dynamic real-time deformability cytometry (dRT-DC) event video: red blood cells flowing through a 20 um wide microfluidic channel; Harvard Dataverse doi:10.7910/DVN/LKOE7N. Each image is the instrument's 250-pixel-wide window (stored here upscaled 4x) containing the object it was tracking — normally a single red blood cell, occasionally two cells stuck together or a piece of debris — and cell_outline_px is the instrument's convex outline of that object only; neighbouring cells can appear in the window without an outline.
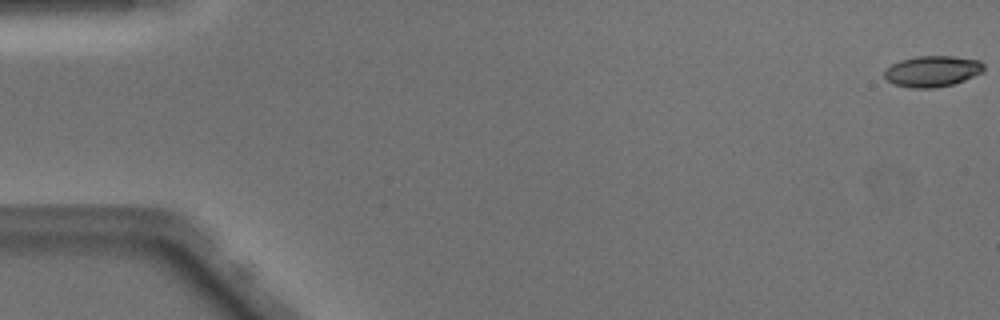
{"species": "Egyptian fruit bat (a non-hibernating species)", "species_latin": "Rousettus aegyptiacus", "temperature_condition": "warm", "stored_images_in_passage": 50, "camera_frame_rate_fps": 3000, "um_per_image_px": 0.085, "animal": {"sex": "male"}, "frame": {"image": 1, "passage_image": 1, "time_ms": 0.0, "image_size_px": [1000, 320], "cell_outline_px": [[984, 72], [964, 80], [952, 84], [936, 88], [912, 88], [896, 84], [888, 80], [884, 76], [884, 68], [900, 60], [916, 56], [952, 56], [980, 60], [984, 64]], "centroid_in_image_um": [79.26, 6.05], "position_along_channel_um": 5.7, "area_um2": 18.03}}
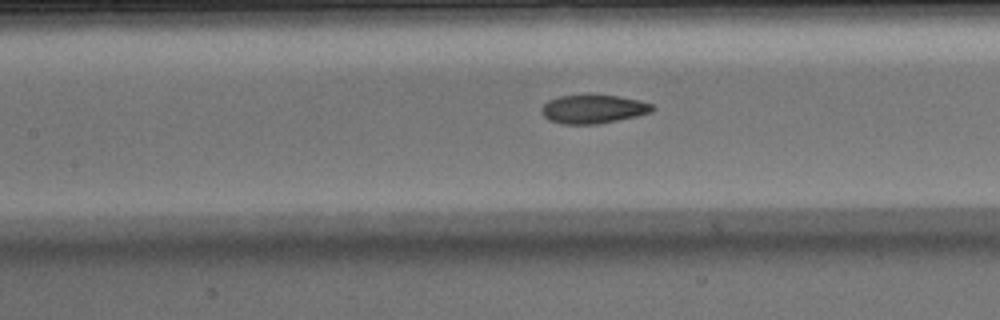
{"frame": {"image": 2, "passage_image": 23, "time_ms": 7.333, "image_size_px": [1000, 320], "cell_outline_px": [[656, 108], [652, 112], [636, 116], [596, 124], [564, 124], [552, 120], [544, 116], [540, 112], [540, 108], [548, 100], [560, 96], [588, 92], [592, 92], [620, 96], [640, 100], [652, 104]], "centroid_in_image_um": [50.43, 9.21], "position_along_channel_um": 157.0, "area_um2": 19.13}}
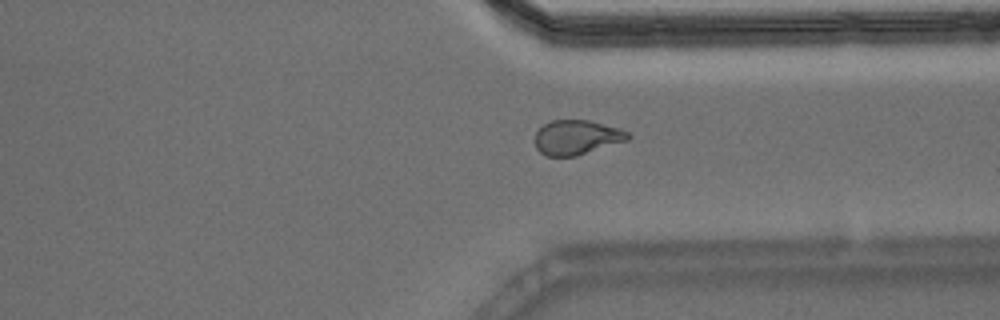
{"frame": {"image": 3, "passage_image": 38, "time_ms": 12.333, "image_size_px": [1000, 320], "cell_outline_px": [[632, 136], [628, 140], [576, 156], [544, 156], [536, 148], [536, 132], [544, 124], [552, 120], [588, 120], [620, 128], [628, 132]], "centroid_in_image_um": [49.03, 11.68], "position_along_channel_um": 362.4, "area_um2": 18.73}, "authors_computed_cell_mechanics": {"area_um2": 18.9006, "velocity_mm_per_s": 4.1075, "shape_relaxation_time_tau1_ms": null, "shape_relaxation_time_tau2_ms": 2.3472, "deformation_change_tau1": null, "deformation_change_tau2": 0.0884}}